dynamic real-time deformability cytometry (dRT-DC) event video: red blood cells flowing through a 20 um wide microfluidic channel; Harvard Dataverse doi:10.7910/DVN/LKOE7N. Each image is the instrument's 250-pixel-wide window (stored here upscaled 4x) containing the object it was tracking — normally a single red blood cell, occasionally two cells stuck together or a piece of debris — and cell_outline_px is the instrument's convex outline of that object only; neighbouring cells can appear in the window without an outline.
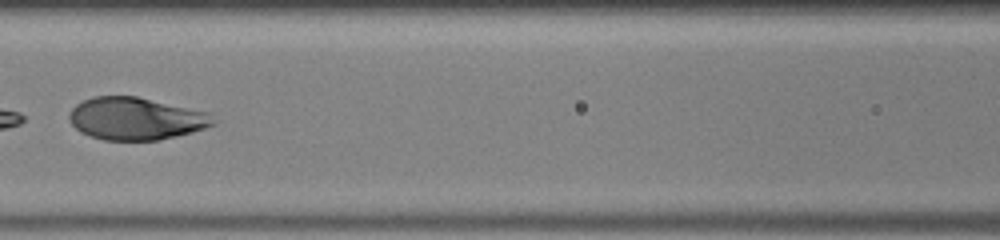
{"species": "human", "species_latin": "Homo sapiens", "temperature_condition": "warm", "stored_images_in_passage": 30, "camera_frame_rate_fps": 3000, "um_per_image_px": 0.085, "donor": {"sex": "male"}, "frame": {"image": 1, "passage_image": 22, "time_ms": 7.0, "image_size_px": [1000, 240], "cell_outline_px": [[216, 124], [192, 132], [160, 140], [104, 140], [80, 132], [68, 120], [68, 116], [72, 108], [76, 104], [92, 96], [136, 96], [212, 112]], "centroid_in_image_um": [11.58, 10.07], "position_along_channel_um": 155.0, "area_um2": 35.89}}
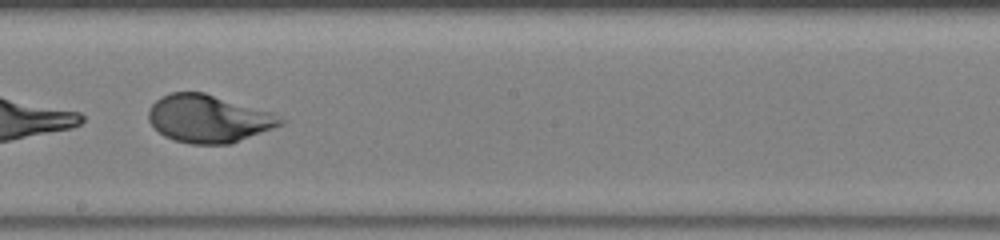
{"frame": {"image": 2, "passage_image": 27, "time_ms": 8.667, "image_size_px": [1000, 240], "cell_outline_px": [[288, 120], [284, 124], [232, 144], [192, 144], [176, 140], [164, 136], [148, 120], [148, 108], [160, 96], [172, 92], [204, 92], [272, 112]], "centroid_in_image_um": [17.75, 10.08], "position_along_channel_um": 230.4, "area_um2": 36.88}}